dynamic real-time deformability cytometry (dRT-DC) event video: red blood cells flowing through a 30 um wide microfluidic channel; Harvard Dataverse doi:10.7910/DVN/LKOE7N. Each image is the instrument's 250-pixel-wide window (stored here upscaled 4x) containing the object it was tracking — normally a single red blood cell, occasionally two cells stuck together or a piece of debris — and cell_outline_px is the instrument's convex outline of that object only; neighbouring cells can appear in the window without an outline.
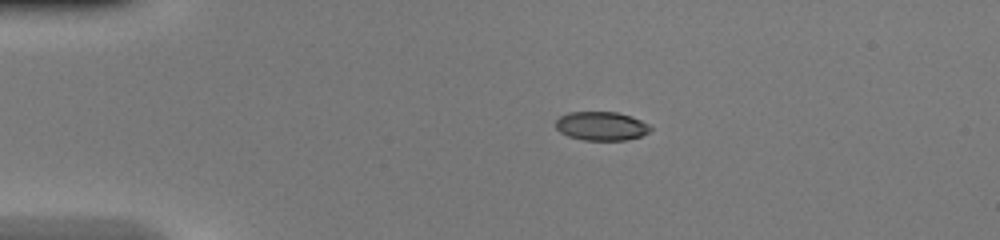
{"species": "common noctule bat (a hibernating species)", "species_latin": "Nyctalus noctula", "temperature_condition": "warm", "stored_images_in_passage": 39, "camera_frame_rate_fps": 3000, "um_per_image_px": 0.085, "animal": {"sex": "female", "body_mass_g": 20.0, "forearm_length_mm": 54.0}, "frame": {"image": 1, "passage_image": 1, "time_ms": 0.0, "image_size_px": [1000, 240], "cell_outline_px": [[652, 128], [648, 132], [640, 136], [624, 140], [584, 140], [568, 136], [560, 132], [556, 128], [556, 120], [560, 116], [568, 112], [616, 112], [632, 116], [648, 124]], "centroid_in_image_um": [51.1, 10.71], "position_along_channel_um": 33.9, "area_um2": 15.84}}
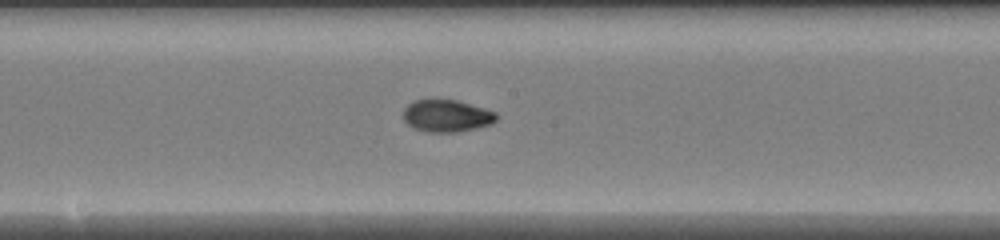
{"frame": {"image": 2, "passage_image": 17, "time_ms": 5.333, "image_size_px": [1000, 240], "cell_outline_px": [[496, 120], [492, 124], [476, 128], [456, 132], [428, 132], [412, 128], [404, 120], [404, 108], [412, 100], [428, 96], [456, 100], [484, 108], [496, 112]], "centroid_in_image_um": [37.91, 9.8], "position_along_channel_um": 210.3, "area_um2": 18.03}}
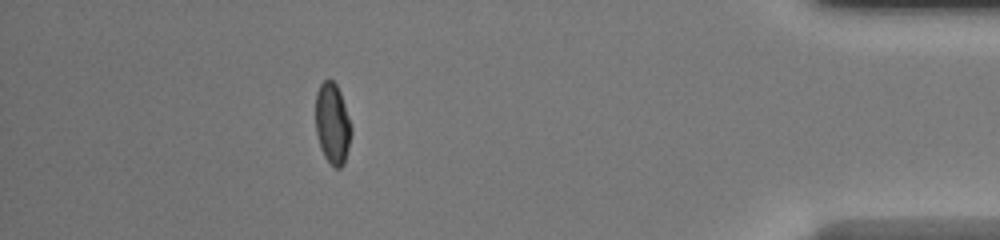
{"frame": {"image": 3, "passage_image": 34, "time_ms": 11.0, "image_size_px": [1000, 240], "cell_outline_px": [[352, 132], [344, 164], [340, 168], [336, 168], [324, 156], [320, 148], [316, 132], [316, 92], [320, 84], [324, 80], [332, 80], [336, 84], [340, 92], [352, 128]], "centroid_in_image_um": [28.25, 10.51], "position_along_channel_um": 406.9, "area_um2": 16.7}, "authors_computed_cell_mechanics": {"area_um2": 17.1666, "velocity_mm_per_s": 4.3063, "shape_relaxation_time_tau1_ms": 6.6801, "shape_relaxation_time_tau2_ms": 1.0553, "deformation_change_tau1": 0.2482, "deformation_change_tau2": 0.044}}